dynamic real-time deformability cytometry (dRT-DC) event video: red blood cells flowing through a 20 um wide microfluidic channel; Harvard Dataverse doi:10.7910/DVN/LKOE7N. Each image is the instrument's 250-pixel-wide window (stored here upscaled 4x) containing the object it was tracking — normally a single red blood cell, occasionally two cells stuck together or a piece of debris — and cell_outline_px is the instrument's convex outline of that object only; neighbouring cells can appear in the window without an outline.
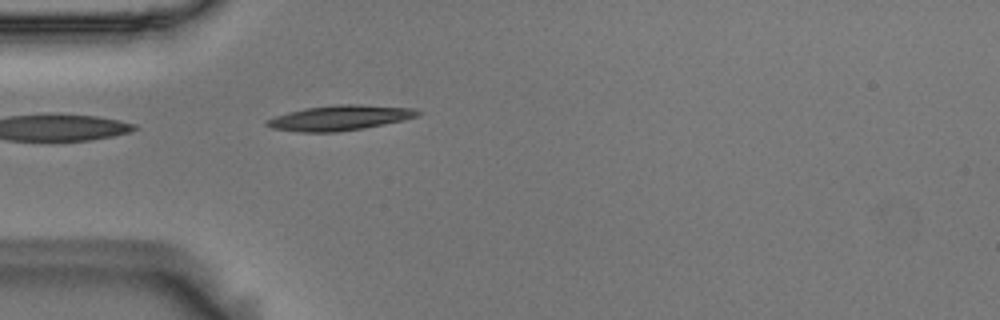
{"species": "Egyptian fruit bat (a non-hibernating species)", "species_latin": "Rousettus aegyptiacus", "temperature_condition": "room temperature", "stored_images_in_passage": 4, "camera_frame_rate_fps": 3000, "um_per_image_px": 0.085, "animal": {"sex": "male"}, "frame": {"image": 1, "passage_image": 4, "time_ms": 1.0, "image_size_px": [1000, 320], "cell_outline_px": [[424, 112], [420, 116], [404, 120], [364, 128], [336, 132], [300, 132], [272, 128], [264, 124], [264, 120], [288, 112], [304, 108], [332, 104], [360, 104], [412, 108]], "centroid_in_image_um": [28.9, 10.01], "position_along_channel_um": 56.1, "area_um2": 22.31}}